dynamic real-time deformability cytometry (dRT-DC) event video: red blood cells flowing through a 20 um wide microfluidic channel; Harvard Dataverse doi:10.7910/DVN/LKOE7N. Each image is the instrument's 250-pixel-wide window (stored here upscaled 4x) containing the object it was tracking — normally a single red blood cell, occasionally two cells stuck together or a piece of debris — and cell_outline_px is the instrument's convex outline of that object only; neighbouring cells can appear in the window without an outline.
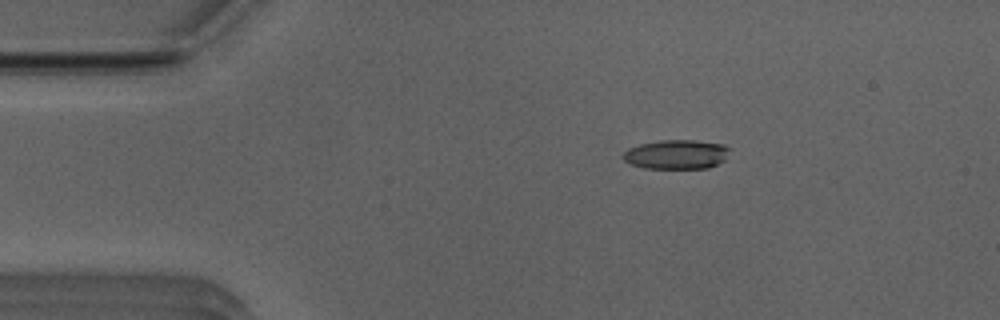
{"species": "Egyptian fruit bat (a non-hibernating species)", "species_latin": "Rousettus aegyptiacus", "temperature_condition": "room temperature", "stored_images_in_passage": 44, "camera_frame_rate_fps": 3000, "um_per_image_px": 0.085, "animal": {"sex": "male"}, "frame": {"image": 1, "passage_image": 1, "time_ms": 0.0, "image_size_px": [1000, 320], "cell_outline_px": [[732, 148], [724, 160], [708, 168], [644, 168], [632, 164], [624, 160], [620, 156], [628, 148], [640, 144], [660, 140], [696, 140], [724, 144]], "centroid_in_image_um": [57.51, 13.11], "position_along_channel_um": 27.5, "area_um2": 18.32}}
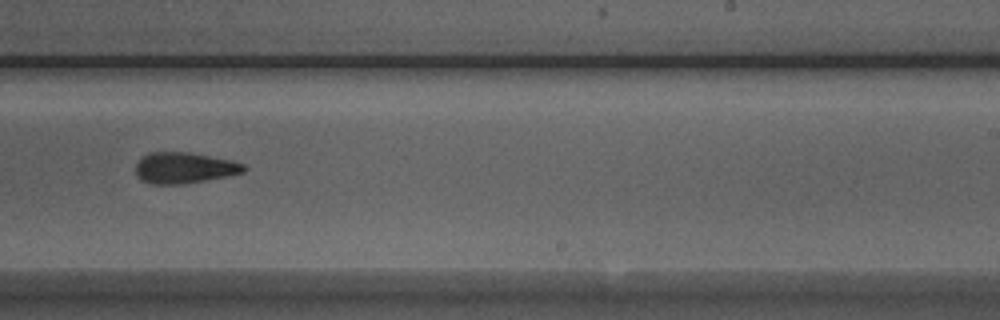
{"frame": {"image": 2, "passage_image": 24, "time_ms": 7.667, "image_size_px": [1000, 320], "cell_outline_px": [[248, 168], [244, 172], [184, 184], [152, 184], [140, 180], [136, 176], [136, 164], [144, 156], [152, 152], [188, 152], [232, 160], [244, 164]], "centroid_in_image_um": [15.65, 14.27], "position_along_channel_um": 273.3, "area_um2": 19.42}}
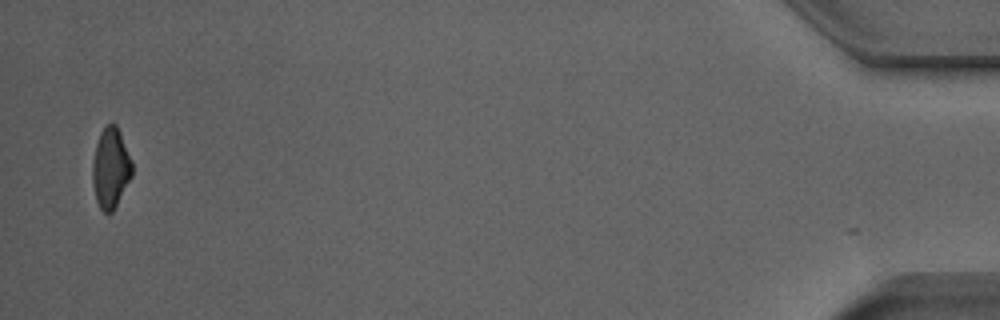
{"frame": {"image": 3, "passage_image": 43, "time_ms": 14.0, "image_size_px": [1000, 320], "cell_outline_px": [[132, 176], [112, 212], [104, 212], [100, 208], [96, 200], [92, 180], [92, 160], [96, 144], [100, 132], [108, 124], [116, 124], [120, 132], [132, 160]], "centroid_in_image_um": [9.4, 14.27], "position_along_channel_um": 425.8, "area_um2": 18.44}, "authors_computed_cell_mechanics": {"area_um2": 19.7387, "velocity_mm_per_s": 3.9238, "shape_relaxation_time_tau1_ms": 7.156, "shape_relaxation_time_tau2_ms": 4.4667, "deformation_change_tau1": 0.1753, "deformation_change_tau2": 0.1417}}